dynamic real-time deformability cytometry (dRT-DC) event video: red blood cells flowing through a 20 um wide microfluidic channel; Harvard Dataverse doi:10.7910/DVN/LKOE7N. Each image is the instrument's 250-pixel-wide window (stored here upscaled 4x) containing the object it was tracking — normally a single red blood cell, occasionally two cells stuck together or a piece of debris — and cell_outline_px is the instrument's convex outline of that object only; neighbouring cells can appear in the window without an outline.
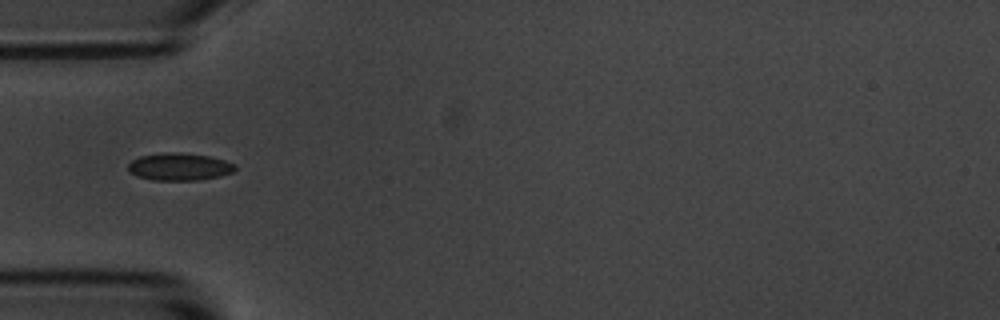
{"species": "common noctule bat (a hibernating species)", "species_latin": "Nyctalus noctula", "temperature_condition": "room temperature", "stored_images_in_passage": 10, "camera_frame_rate_fps": 3000, "um_per_image_px": 0.085, "animal": {"sex": "male", "body_mass_g": 20.1, "forearm_length_mm": 53.5}, "frame": {"image": 1, "passage_image": 4, "time_ms": 3.667, "image_size_px": [1000, 320], "cell_outline_px": [[236, 168], [232, 172], [220, 176], [200, 180], [152, 180], [136, 176], [128, 172], [128, 164], [132, 160], [140, 156], [164, 152], [180, 152], [208, 156], [224, 160], [236, 164]], "centroid_in_image_um": [15.22, 14.17], "position_along_channel_um": 69.8, "area_um2": 17.22}}
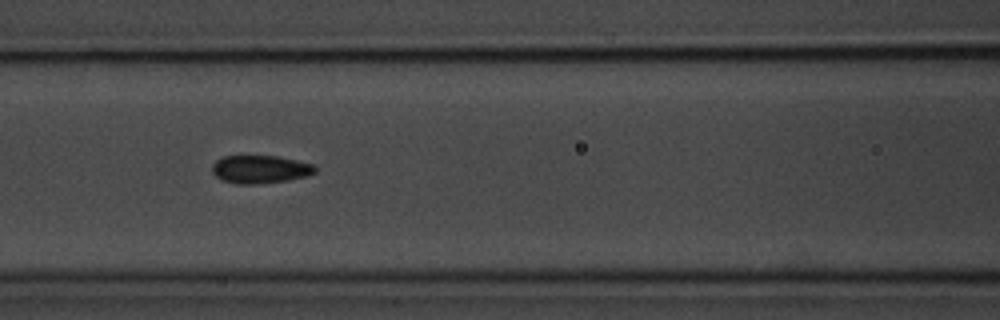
{"frame": {"image": 2, "passage_image": 6, "time_ms": 5.667, "image_size_px": [1000, 320], "cell_outline_px": [[316, 172], [304, 176], [288, 180], [256, 184], [236, 184], [220, 180], [212, 172], [212, 164], [216, 160], [224, 156], [276, 156], [316, 164]], "centroid_in_image_um": [22.09, 14.39], "position_along_channel_um": 144.5, "area_um2": 16.88}}
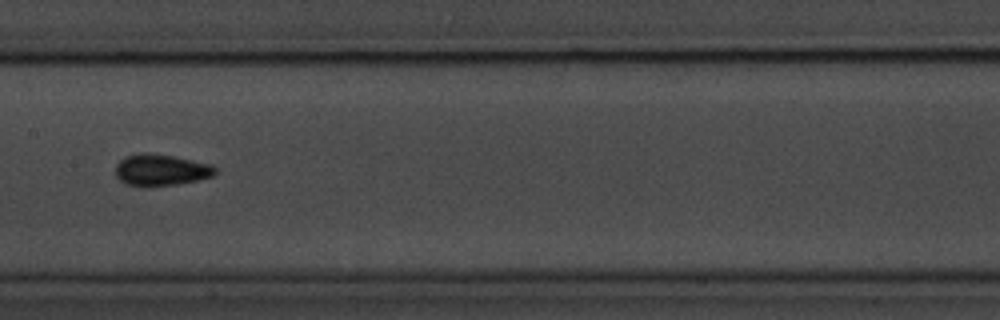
{"frame": {"image": 3, "passage_image": 7, "time_ms": 7.0, "image_size_px": [1000, 320], "cell_outline_px": [[216, 172], [212, 176], [200, 180], [180, 184], [124, 184], [116, 176], [116, 164], [124, 156], [144, 152], [148, 152], [172, 156], [212, 164], [216, 168]], "centroid_in_image_um": [13.7, 14.41], "position_along_channel_um": 193.7, "area_um2": 17.98}}